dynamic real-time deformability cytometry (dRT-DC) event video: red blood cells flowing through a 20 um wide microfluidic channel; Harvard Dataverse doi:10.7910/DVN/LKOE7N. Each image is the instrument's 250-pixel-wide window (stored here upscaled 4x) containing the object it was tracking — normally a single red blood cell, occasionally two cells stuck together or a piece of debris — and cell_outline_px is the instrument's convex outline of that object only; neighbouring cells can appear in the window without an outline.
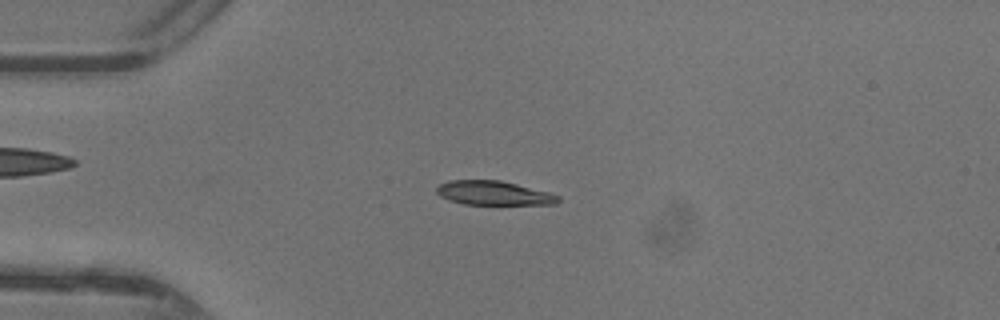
{"species": "common noctule bat (a hibernating species)", "species_latin": "Nyctalus noctula", "temperature_condition": "warm", "stored_images_in_passage": 47, "camera_frame_rate_fps": 3000, "um_per_image_px": 0.085, "animal": {"sex": "female"}, "frame": {"image": 1, "passage_image": 12, "time_ms": 3.667, "image_size_px": [1000, 320], "cell_outline_px": [[560, 200], [556, 204], [464, 204], [448, 200], [440, 196], [436, 192], [436, 188], [440, 184], [452, 180], [500, 180], [548, 192], [560, 196]], "centroid_in_image_um": [41.95, 16.41], "position_along_channel_um": 43.1, "area_um2": 16.94}}
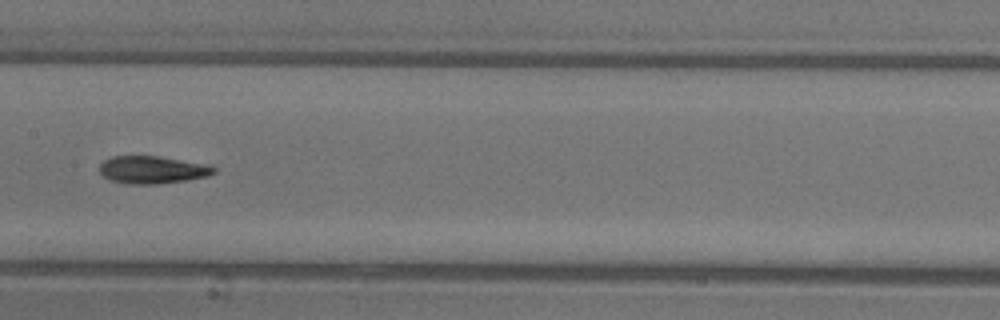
{"frame": {"image": 2, "passage_image": 24, "time_ms": 7.667, "image_size_px": [1000, 320], "cell_outline_px": [[216, 172], [208, 176], [184, 180], [156, 184], [124, 184], [108, 180], [100, 172], [100, 164], [104, 160], [112, 156], [156, 156], [208, 164], [216, 168]], "centroid_in_image_um": [12.93, 14.43], "position_along_channel_um": 194.5, "area_um2": 18.38}}
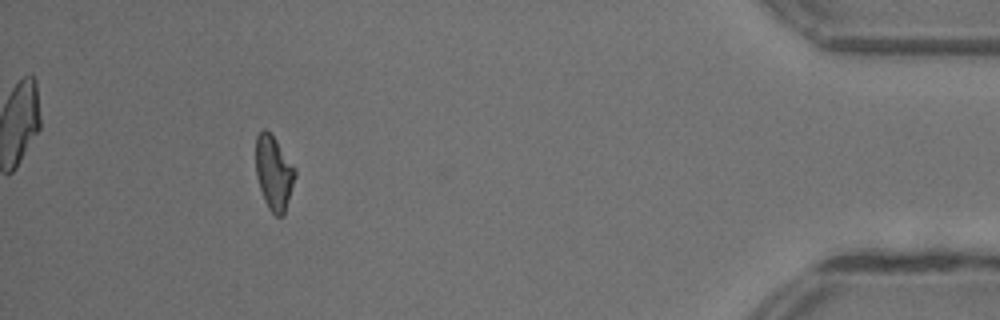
{"frame": {"image": 3, "passage_image": 43, "time_ms": 14.0, "image_size_px": [1000, 320], "cell_outline_px": [[296, 176], [284, 216], [276, 216], [268, 208], [264, 200], [256, 176], [256, 136], [264, 128], [276, 140], [296, 168]], "centroid_in_image_um": [23.29, 14.72], "position_along_channel_um": 411.9, "area_um2": 16.99}, "authors_computed_cell_mechanics": {"area_um2": 17.6868, "velocity_mm_per_s": 4.4139, "shape_relaxation_time_tau1_ms": 3.67, "shape_relaxation_time_tau2_ms": 3.3396, "deformation_change_tau1": 0.1593, "deformation_change_tau2": 0.1006}}